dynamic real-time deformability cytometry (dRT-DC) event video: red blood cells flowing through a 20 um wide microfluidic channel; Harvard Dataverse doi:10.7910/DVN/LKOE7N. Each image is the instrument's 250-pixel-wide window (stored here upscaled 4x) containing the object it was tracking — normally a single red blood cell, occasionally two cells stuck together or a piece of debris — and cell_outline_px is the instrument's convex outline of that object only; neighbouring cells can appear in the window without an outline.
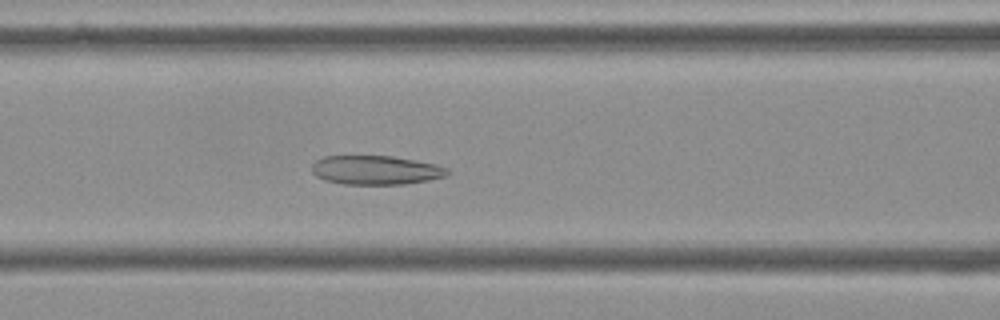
{"species": "Egyptian fruit bat (a non-hibernating species)", "species_latin": "Rousettus aegyptiacus", "temperature_condition": "cold", "stored_images_in_passage": 56, "camera_frame_rate_fps": 3000, "um_per_image_px": 0.085, "frame": {"image": 1, "passage_image": 23, "time_ms": 7.333, "image_size_px": [1000, 320], "cell_outline_px": [[452, 172], [444, 176], [428, 180], [404, 184], [344, 184], [324, 180], [316, 176], [312, 172], [312, 164], [316, 160], [324, 156], [392, 156], [436, 164], [448, 168]], "centroid_in_image_um": [31.94, 14.45], "position_along_channel_um": 134.7, "area_um2": 22.95}}
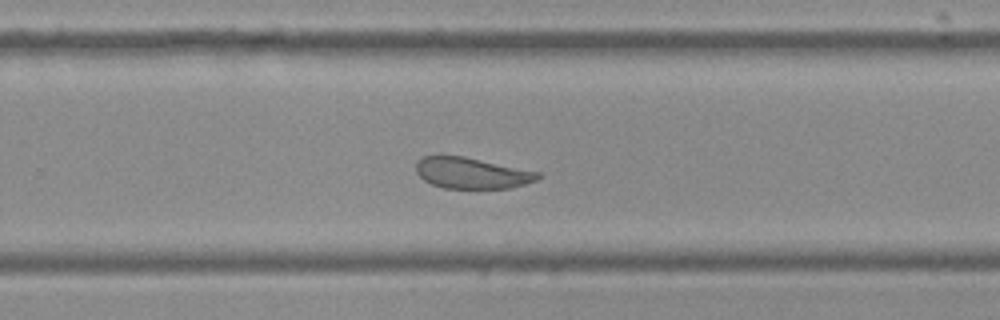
{"frame": {"image": 2, "passage_image": 36, "time_ms": 11.667, "image_size_px": [1000, 320], "cell_outline_px": [[544, 176], [536, 180], [524, 184], [508, 188], [444, 188], [432, 184], [424, 180], [416, 172], [416, 164], [424, 156], [464, 156], [540, 172]], "centroid_in_image_um": [40.13, 14.71], "position_along_channel_um": 289.7, "area_um2": 21.91}}
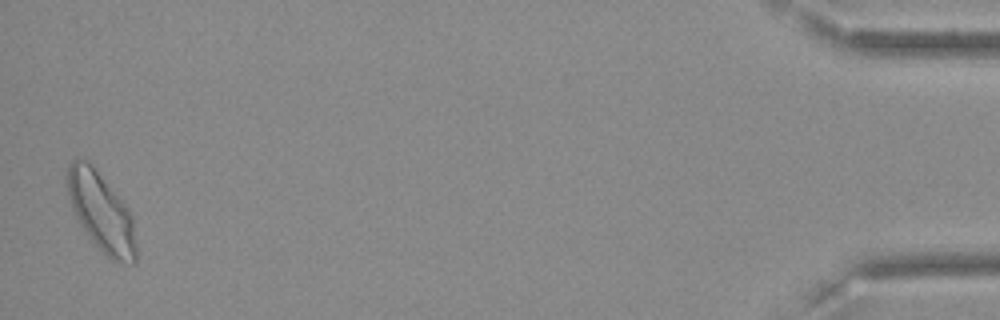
{"frame": {"image": 3, "passage_image": 55, "time_ms": 18.0, "image_size_px": [1000, 320], "cell_outline_px": [[136, 260], [132, 264], [120, 264], [112, 260], [100, 252], [84, 232], [72, 208], [64, 184], [64, 176], [68, 164], [72, 160], [88, 160], [128, 208], [132, 216], [136, 244]], "centroid_in_image_um": [8.57, 18.05], "position_along_channel_um": 426.6, "area_um2": 32.14}, "authors_computed_cell_mechanics": {"area_um2": 25.5187, "velocity_mm_per_s": 3.5867, "shape_relaxation_time_tau1_ms": null, "shape_relaxation_time_tau2_ms": 2.987, "deformation_change_tau1": null, "deformation_change_tau2": 0.089}}